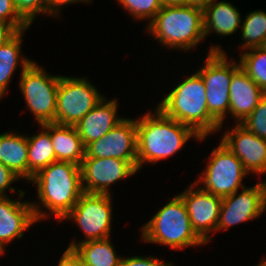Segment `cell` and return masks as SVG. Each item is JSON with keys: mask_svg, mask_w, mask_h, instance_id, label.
<instances>
[{"mask_svg": "<svg viewBox=\"0 0 266 266\" xmlns=\"http://www.w3.org/2000/svg\"><path fill=\"white\" fill-rule=\"evenodd\" d=\"M84 158H118L137 170L136 119L125 118L105 136L89 143Z\"/></svg>", "mask_w": 266, "mask_h": 266, "instance_id": "obj_12", "label": "cell"}, {"mask_svg": "<svg viewBox=\"0 0 266 266\" xmlns=\"http://www.w3.org/2000/svg\"><path fill=\"white\" fill-rule=\"evenodd\" d=\"M0 21L11 24L17 31L29 29L31 26L19 15L13 0H0Z\"/></svg>", "mask_w": 266, "mask_h": 266, "instance_id": "obj_30", "label": "cell"}, {"mask_svg": "<svg viewBox=\"0 0 266 266\" xmlns=\"http://www.w3.org/2000/svg\"><path fill=\"white\" fill-rule=\"evenodd\" d=\"M218 144L211 151L206 167L195 183L200 184L203 190L223 198L244 188L243 179L249 173L240 159L222 141Z\"/></svg>", "mask_w": 266, "mask_h": 266, "instance_id": "obj_9", "label": "cell"}, {"mask_svg": "<svg viewBox=\"0 0 266 266\" xmlns=\"http://www.w3.org/2000/svg\"><path fill=\"white\" fill-rule=\"evenodd\" d=\"M214 0H188V5L204 9L210 5Z\"/></svg>", "mask_w": 266, "mask_h": 266, "instance_id": "obj_37", "label": "cell"}, {"mask_svg": "<svg viewBox=\"0 0 266 266\" xmlns=\"http://www.w3.org/2000/svg\"><path fill=\"white\" fill-rule=\"evenodd\" d=\"M147 24L145 32L168 49L185 53L205 40L203 9L199 7L162 6Z\"/></svg>", "mask_w": 266, "mask_h": 266, "instance_id": "obj_4", "label": "cell"}, {"mask_svg": "<svg viewBox=\"0 0 266 266\" xmlns=\"http://www.w3.org/2000/svg\"><path fill=\"white\" fill-rule=\"evenodd\" d=\"M266 93L239 67L233 74L229 87V116L241 123L257 106Z\"/></svg>", "mask_w": 266, "mask_h": 266, "instance_id": "obj_18", "label": "cell"}, {"mask_svg": "<svg viewBox=\"0 0 266 266\" xmlns=\"http://www.w3.org/2000/svg\"><path fill=\"white\" fill-rule=\"evenodd\" d=\"M17 191L19 200L10 196L0 197V248L4 252L5 246L16 238L22 239L24 232L37 224L31 201H21L26 191Z\"/></svg>", "mask_w": 266, "mask_h": 266, "instance_id": "obj_16", "label": "cell"}, {"mask_svg": "<svg viewBox=\"0 0 266 266\" xmlns=\"http://www.w3.org/2000/svg\"><path fill=\"white\" fill-rule=\"evenodd\" d=\"M113 197L110 194L84 192L72 210L60 221L75 222L83 235L80 242L71 240L68 248L74 249L79 243L90 240H102L111 237L113 220Z\"/></svg>", "mask_w": 266, "mask_h": 266, "instance_id": "obj_8", "label": "cell"}, {"mask_svg": "<svg viewBox=\"0 0 266 266\" xmlns=\"http://www.w3.org/2000/svg\"><path fill=\"white\" fill-rule=\"evenodd\" d=\"M48 4V16L55 18L60 16V11L62 6H67V4H77V3H87L91 4L93 0H46Z\"/></svg>", "mask_w": 266, "mask_h": 266, "instance_id": "obj_33", "label": "cell"}, {"mask_svg": "<svg viewBox=\"0 0 266 266\" xmlns=\"http://www.w3.org/2000/svg\"><path fill=\"white\" fill-rule=\"evenodd\" d=\"M119 266H174L171 262L159 259L158 257L148 256H126L121 258Z\"/></svg>", "mask_w": 266, "mask_h": 266, "instance_id": "obj_31", "label": "cell"}, {"mask_svg": "<svg viewBox=\"0 0 266 266\" xmlns=\"http://www.w3.org/2000/svg\"><path fill=\"white\" fill-rule=\"evenodd\" d=\"M156 107L165 116L190 127L200 137L207 138L221 128L210 116L205 83L197 71L175 85Z\"/></svg>", "mask_w": 266, "mask_h": 266, "instance_id": "obj_3", "label": "cell"}, {"mask_svg": "<svg viewBox=\"0 0 266 266\" xmlns=\"http://www.w3.org/2000/svg\"><path fill=\"white\" fill-rule=\"evenodd\" d=\"M74 250L85 266H119L122 258L117 254L111 238L82 242Z\"/></svg>", "mask_w": 266, "mask_h": 266, "instance_id": "obj_24", "label": "cell"}, {"mask_svg": "<svg viewBox=\"0 0 266 266\" xmlns=\"http://www.w3.org/2000/svg\"><path fill=\"white\" fill-rule=\"evenodd\" d=\"M135 21L149 23L162 8L160 0H116Z\"/></svg>", "mask_w": 266, "mask_h": 266, "instance_id": "obj_27", "label": "cell"}, {"mask_svg": "<svg viewBox=\"0 0 266 266\" xmlns=\"http://www.w3.org/2000/svg\"><path fill=\"white\" fill-rule=\"evenodd\" d=\"M118 106L116 98L107 101V98L104 97L75 125L85 147L105 136L126 118L118 116Z\"/></svg>", "mask_w": 266, "mask_h": 266, "instance_id": "obj_17", "label": "cell"}, {"mask_svg": "<svg viewBox=\"0 0 266 266\" xmlns=\"http://www.w3.org/2000/svg\"><path fill=\"white\" fill-rule=\"evenodd\" d=\"M26 31L27 29L18 31L0 47V100L7 94L9 83L17 68L21 67L22 73L33 62L21 54L22 39Z\"/></svg>", "mask_w": 266, "mask_h": 266, "instance_id": "obj_22", "label": "cell"}, {"mask_svg": "<svg viewBox=\"0 0 266 266\" xmlns=\"http://www.w3.org/2000/svg\"><path fill=\"white\" fill-rule=\"evenodd\" d=\"M203 66L197 72L206 87L207 106L210 116L221 126L229 114V87L232 74L240 67L239 61L228 60L227 51L221 45L209 47Z\"/></svg>", "mask_w": 266, "mask_h": 266, "instance_id": "obj_6", "label": "cell"}, {"mask_svg": "<svg viewBox=\"0 0 266 266\" xmlns=\"http://www.w3.org/2000/svg\"><path fill=\"white\" fill-rule=\"evenodd\" d=\"M240 31L241 51L262 47L266 39V12L254 10L248 13L241 23Z\"/></svg>", "mask_w": 266, "mask_h": 266, "instance_id": "obj_25", "label": "cell"}, {"mask_svg": "<svg viewBox=\"0 0 266 266\" xmlns=\"http://www.w3.org/2000/svg\"><path fill=\"white\" fill-rule=\"evenodd\" d=\"M13 3L19 15L30 26L39 14L48 16V4L46 0H13Z\"/></svg>", "mask_w": 266, "mask_h": 266, "instance_id": "obj_29", "label": "cell"}, {"mask_svg": "<svg viewBox=\"0 0 266 266\" xmlns=\"http://www.w3.org/2000/svg\"><path fill=\"white\" fill-rule=\"evenodd\" d=\"M153 111L136 119L138 172L147 163L155 165L181 151L190 138L198 142L206 139L190 127L165 116L157 107Z\"/></svg>", "mask_w": 266, "mask_h": 266, "instance_id": "obj_2", "label": "cell"}, {"mask_svg": "<svg viewBox=\"0 0 266 266\" xmlns=\"http://www.w3.org/2000/svg\"><path fill=\"white\" fill-rule=\"evenodd\" d=\"M141 227V240L144 243L166 245L175 251L206 245L193 230L186 205L179 194L159 208Z\"/></svg>", "mask_w": 266, "mask_h": 266, "instance_id": "obj_5", "label": "cell"}, {"mask_svg": "<svg viewBox=\"0 0 266 266\" xmlns=\"http://www.w3.org/2000/svg\"><path fill=\"white\" fill-rule=\"evenodd\" d=\"M50 138L56 161L81 165L85 146L75 126L50 123Z\"/></svg>", "mask_w": 266, "mask_h": 266, "instance_id": "obj_21", "label": "cell"}, {"mask_svg": "<svg viewBox=\"0 0 266 266\" xmlns=\"http://www.w3.org/2000/svg\"><path fill=\"white\" fill-rule=\"evenodd\" d=\"M240 67L266 93V50L251 48L239 53Z\"/></svg>", "mask_w": 266, "mask_h": 266, "instance_id": "obj_26", "label": "cell"}, {"mask_svg": "<svg viewBox=\"0 0 266 266\" xmlns=\"http://www.w3.org/2000/svg\"><path fill=\"white\" fill-rule=\"evenodd\" d=\"M241 13L238 8L226 0H214L203 9L204 38L214 32L218 36L228 37L241 29Z\"/></svg>", "mask_w": 266, "mask_h": 266, "instance_id": "obj_19", "label": "cell"}, {"mask_svg": "<svg viewBox=\"0 0 266 266\" xmlns=\"http://www.w3.org/2000/svg\"><path fill=\"white\" fill-rule=\"evenodd\" d=\"M186 188L179 195L186 205L191 226L196 234L208 244L213 233H216L222 197L203 190L195 182Z\"/></svg>", "mask_w": 266, "mask_h": 266, "instance_id": "obj_13", "label": "cell"}, {"mask_svg": "<svg viewBox=\"0 0 266 266\" xmlns=\"http://www.w3.org/2000/svg\"><path fill=\"white\" fill-rule=\"evenodd\" d=\"M80 168L84 192L98 194L112 195L111 185L138 173L128 161L118 158H84Z\"/></svg>", "mask_w": 266, "mask_h": 266, "instance_id": "obj_14", "label": "cell"}, {"mask_svg": "<svg viewBox=\"0 0 266 266\" xmlns=\"http://www.w3.org/2000/svg\"><path fill=\"white\" fill-rule=\"evenodd\" d=\"M86 76L60 77L54 123L75 126L103 96Z\"/></svg>", "mask_w": 266, "mask_h": 266, "instance_id": "obj_10", "label": "cell"}, {"mask_svg": "<svg viewBox=\"0 0 266 266\" xmlns=\"http://www.w3.org/2000/svg\"><path fill=\"white\" fill-rule=\"evenodd\" d=\"M19 181L20 178L17 177L9 168L0 163V197L9 196L6 192L10 189V192L13 194L16 191V187H12L13 183Z\"/></svg>", "mask_w": 266, "mask_h": 266, "instance_id": "obj_32", "label": "cell"}, {"mask_svg": "<svg viewBox=\"0 0 266 266\" xmlns=\"http://www.w3.org/2000/svg\"><path fill=\"white\" fill-rule=\"evenodd\" d=\"M223 133L221 141L242 162L249 174H266V139L248 131L240 123Z\"/></svg>", "mask_w": 266, "mask_h": 266, "instance_id": "obj_15", "label": "cell"}, {"mask_svg": "<svg viewBox=\"0 0 266 266\" xmlns=\"http://www.w3.org/2000/svg\"><path fill=\"white\" fill-rule=\"evenodd\" d=\"M38 134L27 135L28 141V182L40 170L56 161L50 138V123L39 125Z\"/></svg>", "mask_w": 266, "mask_h": 266, "instance_id": "obj_23", "label": "cell"}, {"mask_svg": "<svg viewBox=\"0 0 266 266\" xmlns=\"http://www.w3.org/2000/svg\"><path fill=\"white\" fill-rule=\"evenodd\" d=\"M162 6H187L188 0H160Z\"/></svg>", "mask_w": 266, "mask_h": 266, "instance_id": "obj_36", "label": "cell"}, {"mask_svg": "<svg viewBox=\"0 0 266 266\" xmlns=\"http://www.w3.org/2000/svg\"><path fill=\"white\" fill-rule=\"evenodd\" d=\"M4 253H6V252H4V251L0 248V257H1V255L4 256V255H3Z\"/></svg>", "mask_w": 266, "mask_h": 266, "instance_id": "obj_39", "label": "cell"}, {"mask_svg": "<svg viewBox=\"0 0 266 266\" xmlns=\"http://www.w3.org/2000/svg\"><path fill=\"white\" fill-rule=\"evenodd\" d=\"M29 183L37 188V203L31 202L37 222L54 216L60 223L84 193L80 165L71 162H52Z\"/></svg>", "mask_w": 266, "mask_h": 266, "instance_id": "obj_1", "label": "cell"}, {"mask_svg": "<svg viewBox=\"0 0 266 266\" xmlns=\"http://www.w3.org/2000/svg\"><path fill=\"white\" fill-rule=\"evenodd\" d=\"M240 124L258 137L266 139V94Z\"/></svg>", "mask_w": 266, "mask_h": 266, "instance_id": "obj_28", "label": "cell"}, {"mask_svg": "<svg viewBox=\"0 0 266 266\" xmlns=\"http://www.w3.org/2000/svg\"><path fill=\"white\" fill-rule=\"evenodd\" d=\"M20 92L38 125L54 123L61 75H51L33 61L21 74Z\"/></svg>", "mask_w": 266, "mask_h": 266, "instance_id": "obj_7", "label": "cell"}, {"mask_svg": "<svg viewBox=\"0 0 266 266\" xmlns=\"http://www.w3.org/2000/svg\"><path fill=\"white\" fill-rule=\"evenodd\" d=\"M0 163L20 179L28 181L27 134L15 130L0 134Z\"/></svg>", "mask_w": 266, "mask_h": 266, "instance_id": "obj_20", "label": "cell"}, {"mask_svg": "<svg viewBox=\"0 0 266 266\" xmlns=\"http://www.w3.org/2000/svg\"><path fill=\"white\" fill-rule=\"evenodd\" d=\"M58 260V266H85L82 258L74 249L66 248Z\"/></svg>", "mask_w": 266, "mask_h": 266, "instance_id": "obj_34", "label": "cell"}, {"mask_svg": "<svg viewBox=\"0 0 266 266\" xmlns=\"http://www.w3.org/2000/svg\"><path fill=\"white\" fill-rule=\"evenodd\" d=\"M240 192V193H239ZM266 211V180L222 198L216 232L257 219Z\"/></svg>", "mask_w": 266, "mask_h": 266, "instance_id": "obj_11", "label": "cell"}, {"mask_svg": "<svg viewBox=\"0 0 266 266\" xmlns=\"http://www.w3.org/2000/svg\"><path fill=\"white\" fill-rule=\"evenodd\" d=\"M17 32L11 24L0 21V47L9 41Z\"/></svg>", "mask_w": 266, "mask_h": 266, "instance_id": "obj_35", "label": "cell"}, {"mask_svg": "<svg viewBox=\"0 0 266 266\" xmlns=\"http://www.w3.org/2000/svg\"><path fill=\"white\" fill-rule=\"evenodd\" d=\"M257 266H266V259L262 258V260L260 261V263Z\"/></svg>", "mask_w": 266, "mask_h": 266, "instance_id": "obj_38", "label": "cell"}]
</instances>
